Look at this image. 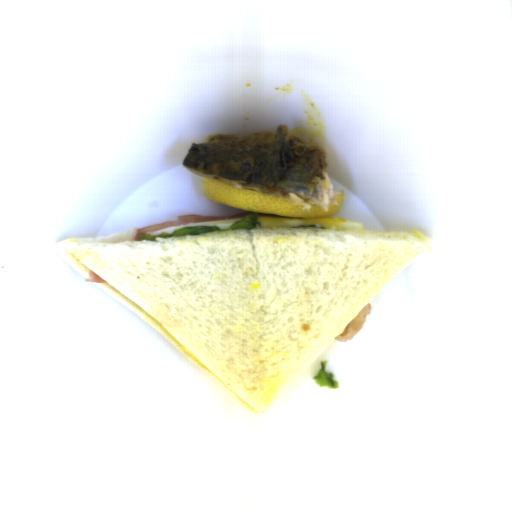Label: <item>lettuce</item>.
Wrapping results in <instances>:
<instances>
[{
    "instance_id": "2",
    "label": "lettuce",
    "mask_w": 512,
    "mask_h": 512,
    "mask_svg": "<svg viewBox=\"0 0 512 512\" xmlns=\"http://www.w3.org/2000/svg\"><path fill=\"white\" fill-rule=\"evenodd\" d=\"M320 387H329L330 389H338L340 382L334 379V373L326 371V362H321L319 371L316 376L312 379Z\"/></svg>"
},
{
    "instance_id": "3",
    "label": "lettuce",
    "mask_w": 512,
    "mask_h": 512,
    "mask_svg": "<svg viewBox=\"0 0 512 512\" xmlns=\"http://www.w3.org/2000/svg\"><path fill=\"white\" fill-rule=\"evenodd\" d=\"M291 229H327L324 226L319 224H308V225H300V226H291Z\"/></svg>"
},
{
    "instance_id": "1",
    "label": "lettuce",
    "mask_w": 512,
    "mask_h": 512,
    "mask_svg": "<svg viewBox=\"0 0 512 512\" xmlns=\"http://www.w3.org/2000/svg\"><path fill=\"white\" fill-rule=\"evenodd\" d=\"M256 226H261V221H259V214L257 211H249V215L246 218L238 220L234 224L231 225L228 229H221L217 225L212 226H192V227H182L172 231L171 233L162 232L157 236H153L147 234L145 232H141L136 241L139 242H156L157 239H177L187 236H199L202 234H206L209 232H218V231H227V230H237V229H253Z\"/></svg>"
}]
</instances>
